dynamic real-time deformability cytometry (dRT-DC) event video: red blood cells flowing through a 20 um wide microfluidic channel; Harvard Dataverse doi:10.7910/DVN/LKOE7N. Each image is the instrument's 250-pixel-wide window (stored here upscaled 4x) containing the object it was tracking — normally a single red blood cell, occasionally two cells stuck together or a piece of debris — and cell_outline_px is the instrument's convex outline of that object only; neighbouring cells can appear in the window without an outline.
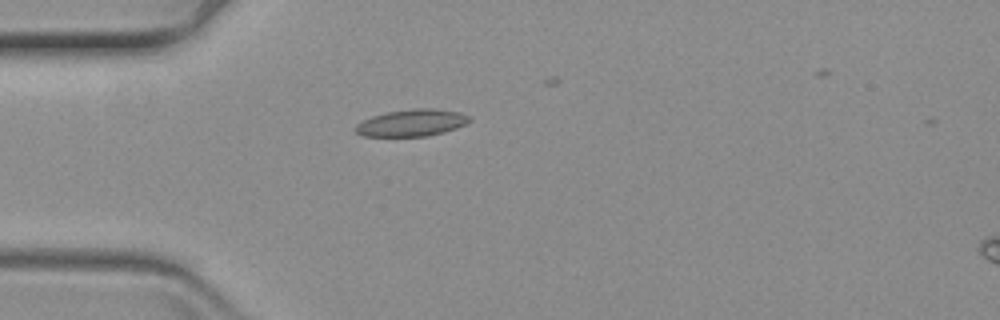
{"species": "common noctule bat (a hibernating species)", "species_latin": "Nyctalus noctula", "temperature_condition": "warm", "stored_images_in_passage": 8, "camera_frame_rate_fps": 3000, "um_per_image_px": 0.085, "animal": {"sex": "female", "body_mass_g": 19.3, "forearm_length_mm": 54.1}, "frame": {"image": 1, "passage_image": 2, "time_ms": 0.333, "image_size_px": [1000, 320], "cell_outline_px": [[472, 120], [456, 128], [444, 132], [428, 136], [364, 136], [356, 132], [356, 124], [372, 116], [388, 112], [412, 108], [436, 108], [460, 112], [468, 116]], "centroid_in_image_um": [35.02, 10.43], "position_along_channel_um": 50.0, "area_um2": 17.8}}
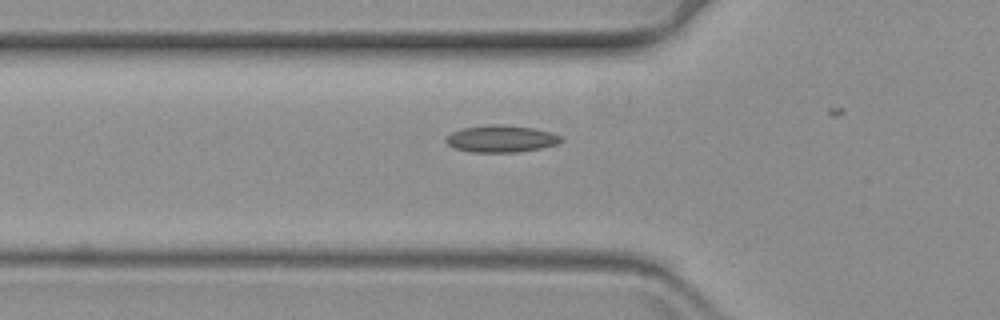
{"frame": {"image": 2, "passage_image": 6, "time_ms": 1.667, "image_size_px": [1000, 320], "cell_outline_px": [[564, 140], [556, 144], [540, 148], [516, 152], [472, 152], [456, 148], [448, 144], [444, 140], [452, 132], [460, 128], [492, 124], [500, 124], [532, 128], [552, 132], [560, 136]], "centroid_in_image_um": [42.59, 11.79], "position_along_channel_um": 83.2, "area_um2": 17.98}}